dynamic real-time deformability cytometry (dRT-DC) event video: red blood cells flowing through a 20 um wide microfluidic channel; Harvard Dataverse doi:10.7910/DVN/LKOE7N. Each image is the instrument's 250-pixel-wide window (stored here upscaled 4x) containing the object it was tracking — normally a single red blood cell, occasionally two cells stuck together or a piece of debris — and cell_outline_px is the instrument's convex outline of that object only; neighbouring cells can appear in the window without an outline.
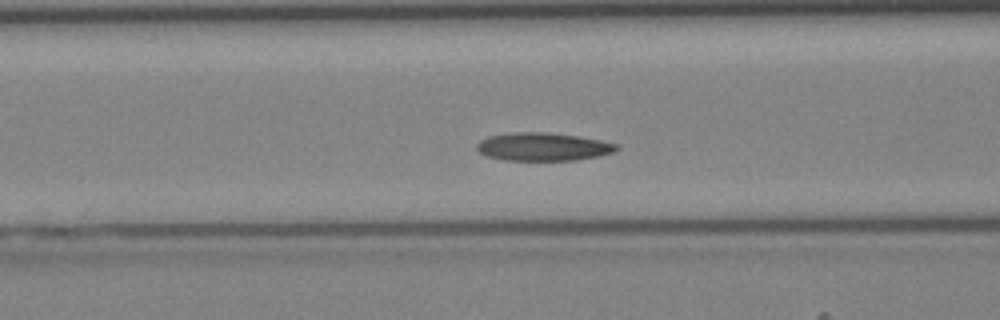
{"species": "Egyptian fruit bat (a non-hibernating species)", "species_latin": "Rousettus aegyptiacus", "temperature_condition": "cold", "stored_images_in_passage": 43, "camera_frame_rate_fps": 3000, "um_per_image_px": 0.085, "animal": {"sex": "female"}, "frame": {"image": 1, "passage_image": 17, "time_ms": 5.333, "image_size_px": [1000, 320], "cell_outline_px": [[620, 148], [616, 152], [576, 160], [504, 160], [484, 156], [476, 148], [476, 144], [480, 140], [488, 136], [512, 132], [544, 132], [580, 136], [600, 140], [616, 144]], "centroid_in_image_um": [46.13, 12.47], "position_along_channel_um": 120.5, "area_um2": 23.0}}
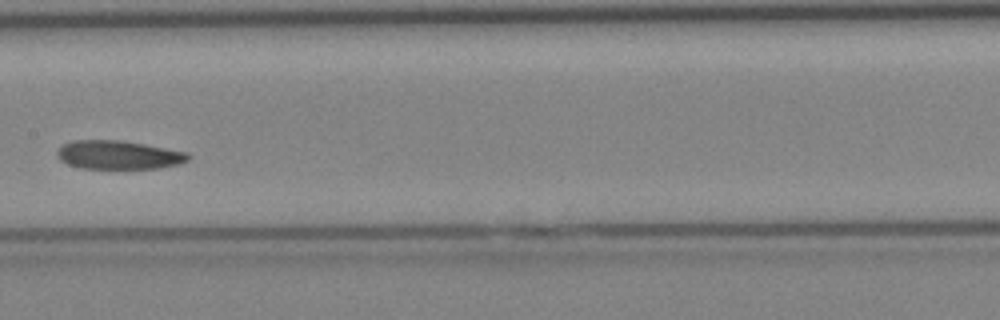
{"frame": {"image": 2, "passage_image": 22, "time_ms": 7.0, "image_size_px": [1000, 320], "cell_outline_px": [[192, 156], [188, 160], [180, 164], [160, 168], [80, 168], [68, 164], [60, 160], [56, 152], [64, 144], [72, 140], [120, 140], [144, 144], [188, 152]], "centroid_in_image_um": [10.1, 13.16], "position_along_channel_um": 197.3, "area_um2": 21.85}}
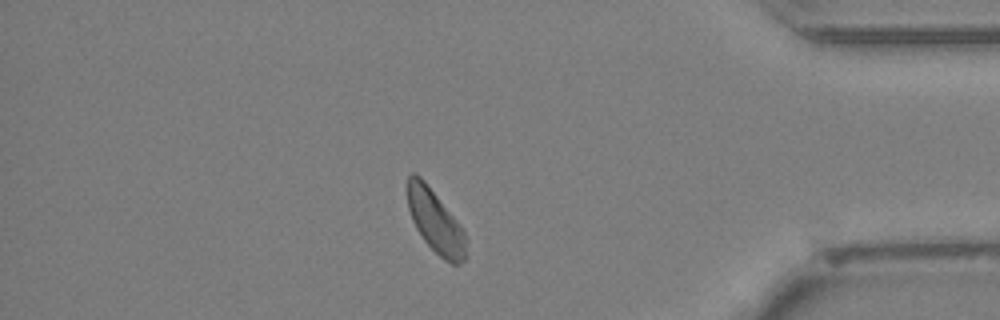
{"frame": {"image": 3, "passage_image": 37, "time_ms": 12.0, "image_size_px": [1000, 320], "cell_outline_px": [[468, 256], [460, 264], [452, 264], [444, 260], [424, 240], [416, 228], [412, 220], [408, 208], [408, 176], [412, 172], [416, 172], [424, 180], [456, 220], [464, 232]], "centroid_in_image_um": [37.01, 18.84], "position_along_channel_um": 398.2, "area_um2": 21.21}}